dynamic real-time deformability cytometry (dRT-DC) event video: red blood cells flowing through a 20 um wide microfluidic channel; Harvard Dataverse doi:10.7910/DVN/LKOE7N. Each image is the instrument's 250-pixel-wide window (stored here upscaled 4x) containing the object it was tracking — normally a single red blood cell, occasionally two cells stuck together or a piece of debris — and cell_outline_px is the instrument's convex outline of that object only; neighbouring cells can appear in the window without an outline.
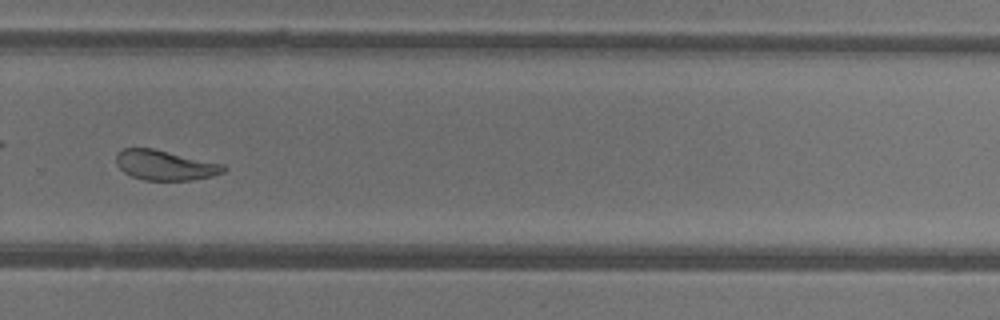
{"species": "common noctule bat (a hibernating species)", "species_latin": "Nyctalus noctula", "temperature_condition": "warm", "stored_images_in_passage": 49, "camera_frame_rate_fps": 3000, "um_per_image_px": 0.085, "animal": {"sex": "female"}, "frame": {"image": 1, "passage_image": 35, "time_ms": 11.333, "image_size_px": [1000, 320], "cell_outline_px": [[228, 168], [224, 172], [212, 176], [192, 180], [144, 180], [132, 176], [124, 172], [116, 164], [116, 156], [124, 148], [152, 148], [224, 164]], "centroid_in_image_um": [14.06, 14.05], "position_along_channel_um": 315.7, "area_um2": 18.67}, "authors_computed_cell_mechanics": {"area_um2": 22.1374, "velocity_mm_per_s": 4.3559, "shape_relaxation_time_tau1_ms": 8.1355, "shape_relaxation_time_tau2_ms": 1.2729, "deformation_change_tau1": 0.2123, "deformation_change_tau2": 0.0858}}